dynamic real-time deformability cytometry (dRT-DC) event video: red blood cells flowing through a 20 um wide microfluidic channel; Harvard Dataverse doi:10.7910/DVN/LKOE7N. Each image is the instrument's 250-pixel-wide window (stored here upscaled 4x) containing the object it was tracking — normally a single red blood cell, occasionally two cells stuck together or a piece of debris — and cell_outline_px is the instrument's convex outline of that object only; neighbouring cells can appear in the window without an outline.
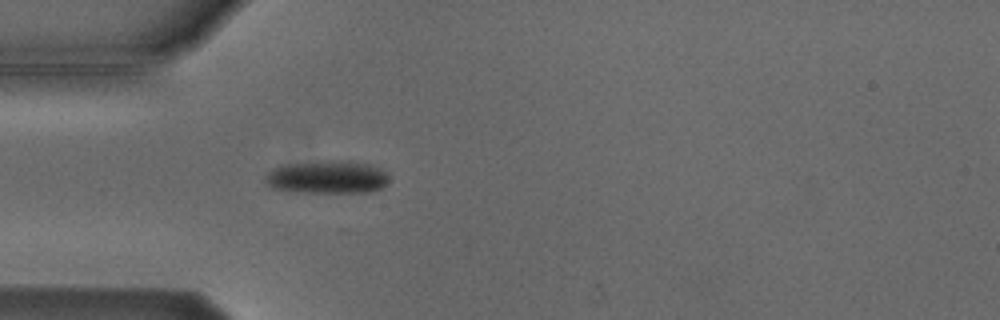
{"species": "Egyptian fruit bat (a non-hibernating species)", "species_latin": "Rousettus aegyptiacus", "temperature_condition": "cold", "stored_images_in_passage": 1, "camera_frame_rate_fps": 3000, "um_per_image_px": 0.085, "animal": {"sex": "male"}, "frame": {"image": 1, "passage_image": 1, "time_ms": 0.0, "image_size_px": [1000, 320], "cell_outline_px": [[388, 180], [380, 188], [368, 192], [296, 192], [272, 188], [264, 180], [264, 176], [272, 168], [280, 164], [324, 160], [352, 160], [372, 164], [388, 172]], "centroid_in_image_um": [27.79, 15.02], "position_along_channel_um": 57.2, "area_um2": 24.33}}